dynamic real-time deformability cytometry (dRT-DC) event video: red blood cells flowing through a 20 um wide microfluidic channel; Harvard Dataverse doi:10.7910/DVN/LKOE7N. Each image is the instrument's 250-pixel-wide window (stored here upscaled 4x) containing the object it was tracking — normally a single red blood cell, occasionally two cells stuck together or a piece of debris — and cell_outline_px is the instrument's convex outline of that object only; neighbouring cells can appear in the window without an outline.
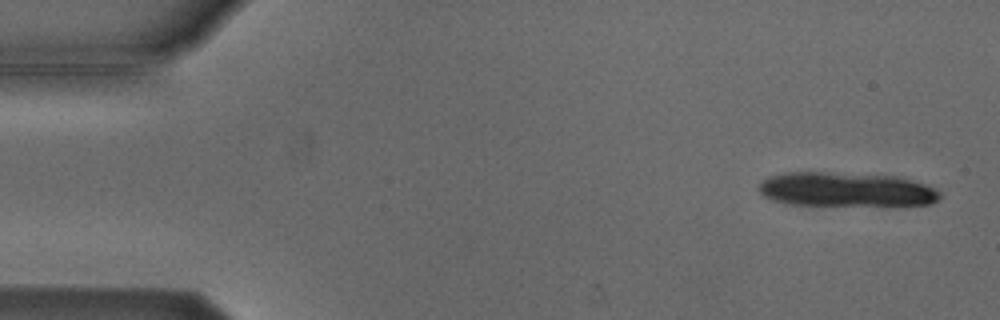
{"species": "Egyptian fruit bat (a non-hibernating species)", "species_latin": "Rousettus aegyptiacus", "temperature_condition": "cold", "stored_images_in_passage": 5, "camera_frame_rate_fps": 3000, "um_per_image_px": 0.085, "animal": {"sex": "male"}, "frame": {"image": 1, "passage_image": 1, "time_ms": 0.0, "image_size_px": [1000, 320], "cell_outline_px": [[940, 196], [936, 200], [928, 204], [904, 208], [884, 208], [788, 204], [772, 200], [764, 196], [756, 188], [756, 184], [768, 176], [788, 172], [820, 172], [896, 176], [912, 180], [936, 188], [940, 192]], "centroid_in_image_um": [71.95, 16.17], "position_along_channel_um": 13.0, "area_um2": 37.92}}
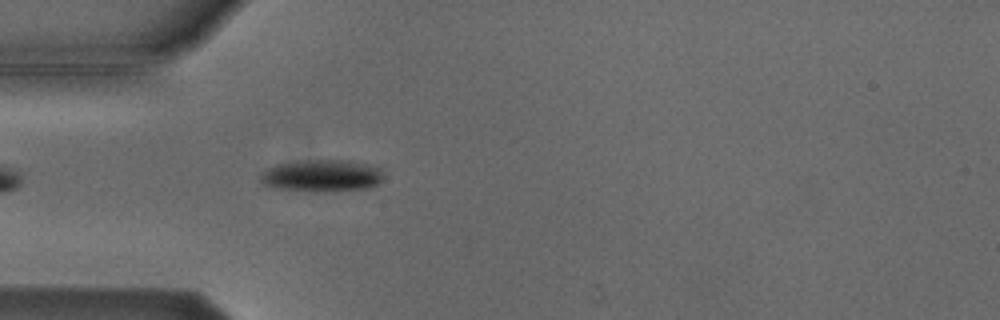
{"frame": {"image": 2, "passage_image": 5, "time_ms": 4.667, "image_size_px": [1000, 320], "cell_outline_px": [[384, 176], [376, 184], [368, 188], [332, 192], [308, 192], [276, 188], [264, 184], [260, 180], [260, 172], [276, 164], [300, 160], [352, 160], [372, 164], [380, 168], [384, 172]], "centroid_in_image_um": [27.37, 14.93], "position_along_channel_um": 57.6, "area_um2": 23.64}}